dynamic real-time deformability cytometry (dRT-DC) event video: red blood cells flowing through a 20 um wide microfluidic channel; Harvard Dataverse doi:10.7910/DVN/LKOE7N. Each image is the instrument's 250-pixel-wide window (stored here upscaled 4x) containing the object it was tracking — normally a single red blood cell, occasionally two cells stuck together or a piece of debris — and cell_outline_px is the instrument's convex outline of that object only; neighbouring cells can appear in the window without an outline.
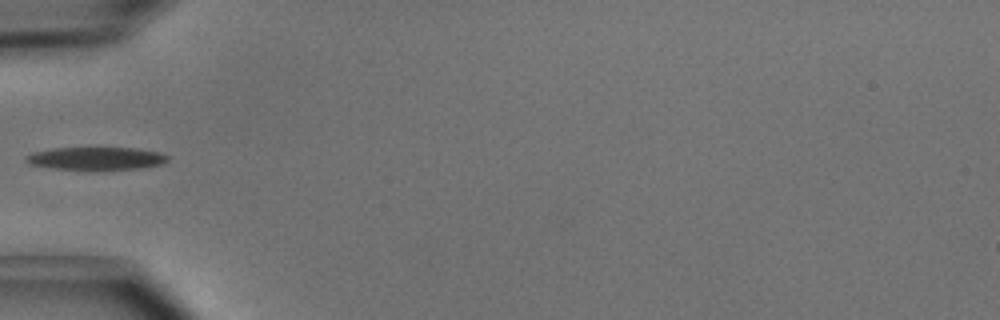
{"species": "common noctule bat (a hibernating species)", "species_latin": "Nyctalus noctula", "temperature_condition": "cold", "stored_images_in_passage": 5, "camera_frame_rate_fps": 3000, "um_per_image_px": 0.085, "animal": {"sex": "male", "body_mass_g": 15.6}, "frame": {"image": 1, "passage_image": 4, "time_ms": 1.0, "image_size_px": [1000, 320], "cell_outline_px": [[168, 160], [164, 164], [140, 168], [92, 172], [52, 168], [28, 164], [24, 160], [24, 156], [32, 152], [52, 148], [136, 148], [160, 152], [168, 156]], "centroid_in_image_um": [8.14, 13.5], "position_along_channel_um": 76.9, "area_um2": 19.71}}